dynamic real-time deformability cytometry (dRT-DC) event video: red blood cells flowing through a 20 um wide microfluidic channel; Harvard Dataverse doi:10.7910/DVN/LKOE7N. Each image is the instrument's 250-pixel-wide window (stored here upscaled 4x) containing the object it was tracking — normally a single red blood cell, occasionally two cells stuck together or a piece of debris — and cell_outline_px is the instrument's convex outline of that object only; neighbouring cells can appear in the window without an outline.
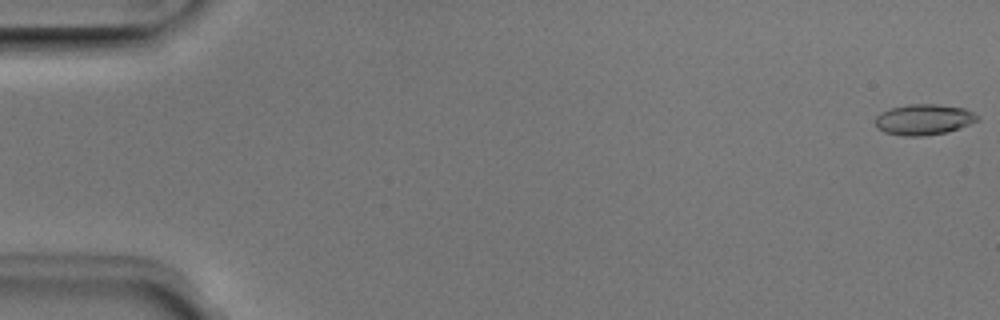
{"species": "Egyptian fruit bat (a non-hibernating species)", "species_latin": "Rousettus aegyptiacus", "temperature_condition": "room temperature", "stored_images_in_passage": 16, "camera_frame_rate_fps": 3000, "um_per_image_px": 0.085, "animal": {"sex": "male"}, "frame": {"image": 1, "passage_image": 1, "time_ms": 0.0, "image_size_px": [1000, 320], "cell_outline_px": [[980, 120], [960, 128], [948, 132], [920, 136], [900, 136], [884, 132], [876, 128], [872, 120], [880, 112], [892, 108], [912, 104], [936, 104], [964, 108], [980, 116]], "centroid_in_image_um": [78.5, 10.17], "position_along_channel_um": 6.5, "area_um2": 18.55}}
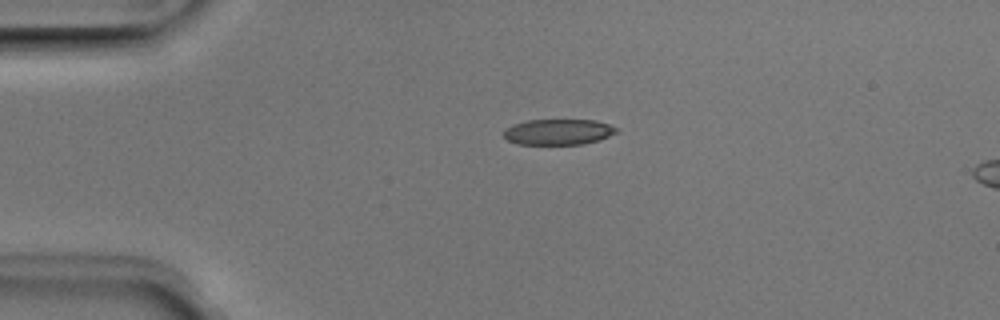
{"frame": {"image": 2, "passage_image": 12, "time_ms": 3.667, "image_size_px": [1000, 320], "cell_outline_px": [[620, 128], [616, 132], [600, 140], [584, 144], [516, 144], [508, 140], [504, 136], [504, 128], [512, 124], [528, 120], [596, 120]], "centroid_in_image_um": [47.45, 11.21], "position_along_channel_um": 37.5, "area_um2": 16.99}}